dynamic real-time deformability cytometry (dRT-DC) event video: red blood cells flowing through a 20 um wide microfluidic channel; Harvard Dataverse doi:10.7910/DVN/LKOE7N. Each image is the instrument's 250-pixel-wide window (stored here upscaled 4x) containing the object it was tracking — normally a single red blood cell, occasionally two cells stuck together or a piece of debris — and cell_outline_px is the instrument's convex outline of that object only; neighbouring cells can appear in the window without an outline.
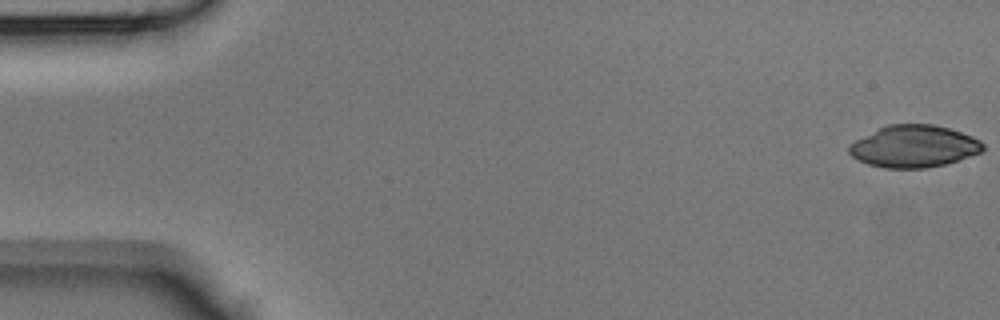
{"species": "Egyptian fruit bat (a non-hibernating species)", "species_latin": "Rousettus aegyptiacus", "temperature_condition": "room temperature", "stored_images_in_passage": 43, "camera_frame_rate_fps": 3000, "um_per_image_px": 0.085, "animal": {"sex": "male"}, "frame": {"image": 1, "passage_image": 1, "time_ms": 0.0, "image_size_px": [1000, 320], "cell_outline_px": [[984, 148], [980, 152], [944, 164], [924, 168], [884, 168], [868, 164], [852, 156], [848, 152], [848, 144], [888, 124], [932, 124], [948, 128], [972, 136], [980, 140], [984, 144]], "centroid_in_image_um": [77.66, 12.44], "position_along_channel_um": 7.3, "area_um2": 32.43}}